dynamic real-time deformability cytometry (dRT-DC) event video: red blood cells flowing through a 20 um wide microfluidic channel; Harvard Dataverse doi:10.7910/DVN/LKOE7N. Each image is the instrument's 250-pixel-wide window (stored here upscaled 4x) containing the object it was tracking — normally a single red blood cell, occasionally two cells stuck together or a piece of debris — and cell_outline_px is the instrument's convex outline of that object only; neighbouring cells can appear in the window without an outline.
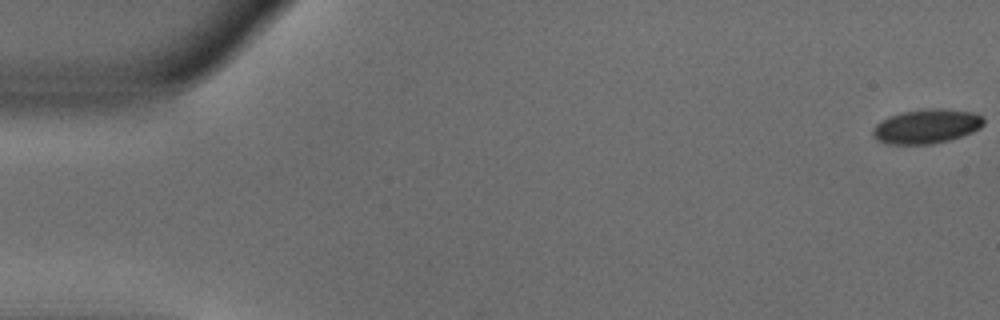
{"species": "common noctule bat (a hibernating species)", "species_latin": "Nyctalus noctula", "temperature_condition": "warm", "stored_images_in_passage": 53, "camera_frame_rate_fps": 3000, "um_per_image_px": 0.085, "animal": {"sex": "male", "body_mass_g": 18.8}, "frame": {"image": 1, "passage_image": 1, "time_ms": 0.0, "image_size_px": [1000, 320], "cell_outline_px": [[984, 124], [980, 128], [972, 132], [948, 140], [928, 144], [888, 144], [876, 140], [872, 136], [872, 128], [876, 124], [888, 116], [900, 112], [920, 108], [940, 108], [972, 112], [984, 116]], "centroid_in_image_um": [78.72, 10.72], "position_along_channel_um": 6.3, "area_um2": 22.43}}
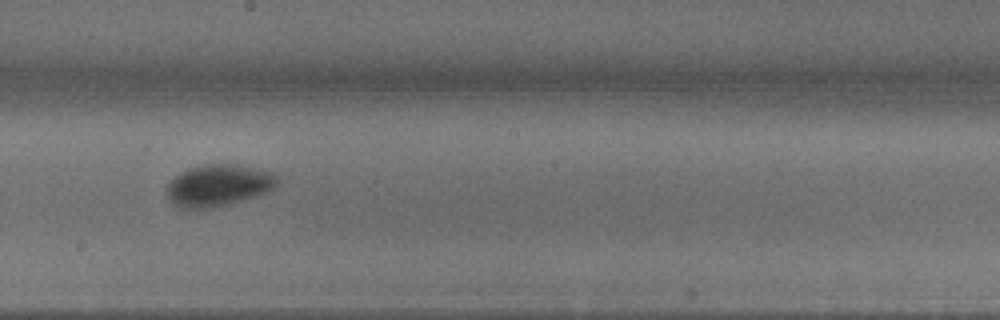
{"frame": {"image": 2, "passage_image": 30, "time_ms": 9.667, "image_size_px": [1000, 320], "cell_outline_px": [[276, 184], [268, 192], [256, 196], [212, 208], [180, 208], [168, 196], [168, 184], [176, 176], [188, 168], [204, 164], [236, 164], [276, 172]], "centroid_in_image_um": [18.6, 15.74], "position_along_channel_um": 229.6, "area_um2": 26.53}}
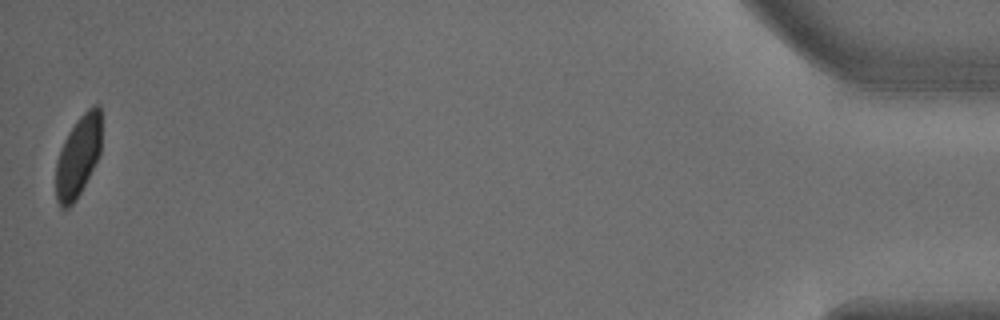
{"frame": {"image": 3, "passage_image": 53, "time_ms": 17.333, "image_size_px": [1000, 320], "cell_outline_px": [[100, 152], [80, 192], [72, 204], [68, 208], [60, 208], [56, 200], [56, 160], [64, 140], [68, 132], [76, 120], [88, 108], [96, 104], [100, 104]], "centroid_in_image_um": [6.61, 13.28], "position_along_channel_um": 428.6, "area_um2": 21.27}, "authors_computed_cell_mechanics": {"area_um2": 24.1604, "velocity_mm_per_s": 3.8122, "shape_relaxation_time_tau1_ms": 4.4918, "shape_relaxation_time_tau2_ms": null, "deformation_change_tau1": 0.1502, "deformation_change_tau2": null}}